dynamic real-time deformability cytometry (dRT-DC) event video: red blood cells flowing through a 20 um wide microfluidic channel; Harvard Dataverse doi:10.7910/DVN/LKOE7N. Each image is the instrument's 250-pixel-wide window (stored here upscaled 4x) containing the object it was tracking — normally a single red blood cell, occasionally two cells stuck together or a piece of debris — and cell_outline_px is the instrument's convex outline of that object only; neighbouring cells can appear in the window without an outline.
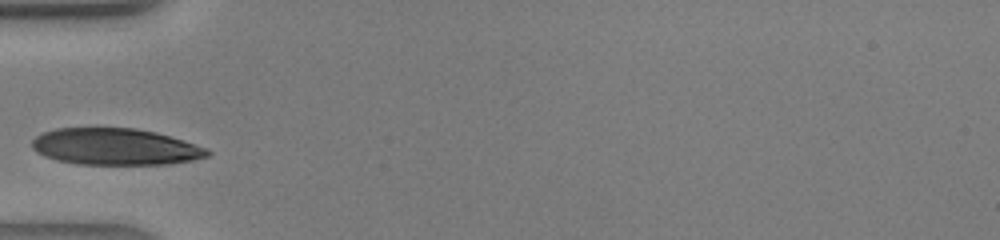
{"species": "human", "species_latin": "Homo sapiens", "temperature_condition": "warm", "stored_images_in_passage": 21, "camera_frame_rate_fps": 3000, "um_per_image_px": 0.085, "donor": {"sex": "male"}, "frame": {"image": 1, "passage_image": 1, "time_ms": 0.0, "image_size_px": [1000, 240], "cell_outline_px": [[212, 152], [208, 156], [192, 160], [168, 164], [76, 164], [56, 160], [44, 156], [36, 152], [32, 148], [32, 140], [36, 136], [44, 132], [56, 128], [136, 128], [156, 132], [184, 140], [208, 148]], "centroid_in_image_um": [9.8, 12.47], "position_along_channel_um": 75.2, "area_um2": 37.57}}
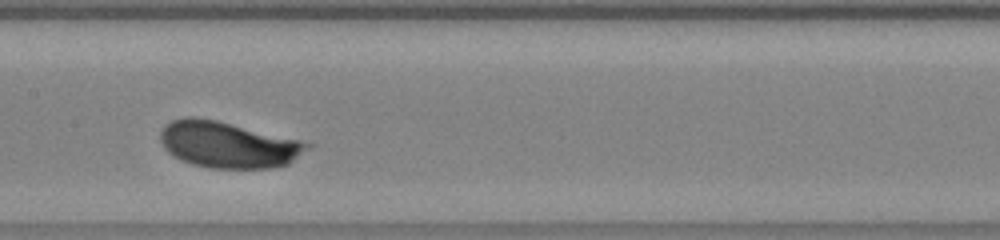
{"frame": {"image": 2, "passage_image": 8, "time_ms": 2.333, "image_size_px": [1000, 240], "cell_outline_px": [[316, 144], [312, 148], [288, 164], [272, 168], [212, 168], [192, 164], [172, 156], [164, 148], [160, 140], [160, 132], [164, 124], [172, 120], [184, 116], [192, 116], [216, 120], [300, 140]], "centroid_in_image_um": [19.4, 12.29], "position_along_channel_um": 188.0, "area_um2": 39.88}}
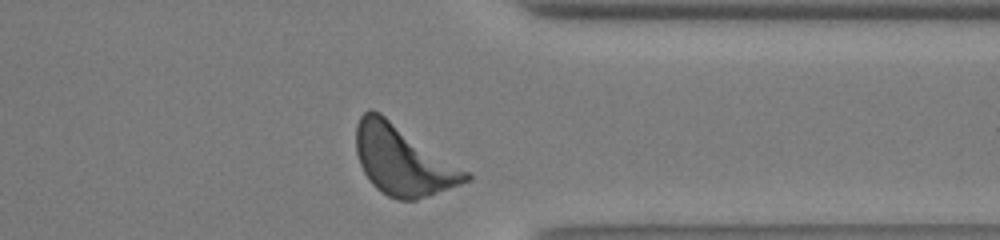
{"frame": {"image": 3, "passage_image": 20, "time_ms": 6.333, "image_size_px": [1000, 240], "cell_outline_px": [[472, 180], [428, 196], [416, 200], [396, 200], [380, 192], [372, 184], [364, 172], [360, 164], [356, 152], [356, 124], [360, 116], [368, 108], [372, 108], [380, 112], [472, 172]], "centroid_in_image_um": [34.28, 13.61], "position_along_channel_um": 377.1, "area_um2": 45.26}}